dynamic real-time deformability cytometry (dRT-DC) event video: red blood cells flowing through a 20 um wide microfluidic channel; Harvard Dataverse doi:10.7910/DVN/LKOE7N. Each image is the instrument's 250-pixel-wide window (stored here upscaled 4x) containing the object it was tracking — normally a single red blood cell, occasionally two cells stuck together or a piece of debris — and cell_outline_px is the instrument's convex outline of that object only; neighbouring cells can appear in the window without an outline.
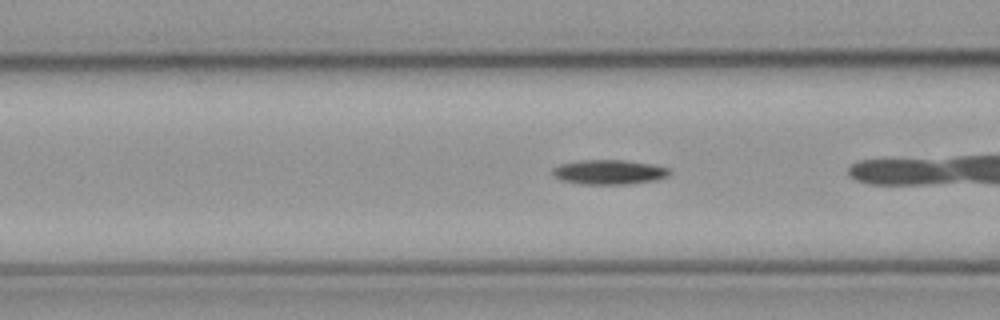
{"species": "common noctule bat (a hibernating species)", "species_latin": "Nyctalus noctula", "temperature_condition": "cold", "stored_images_in_passage": 40, "camera_frame_rate_fps": 3000, "um_per_image_px": 0.085, "animal": {"sex": "male", "body_mass_g": 23.1, "forearm_length_mm": 52.7}, "frame": {"image": 1, "passage_image": 18, "time_ms": 5.667, "image_size_px": [1000, 320], "cell_outline_px": [[672, 172], [668, 176], [656, 180], [628, 184], [580, 184], [560, 180], [552, 172], [552, 168], [560, 164], [580, 160], [624, 160], [648, 164], [668, 168]], "centroid_in_image_um": [51.75, 14.63], "position_along_channel_um": 114.8, "area_um2": 16.7}}
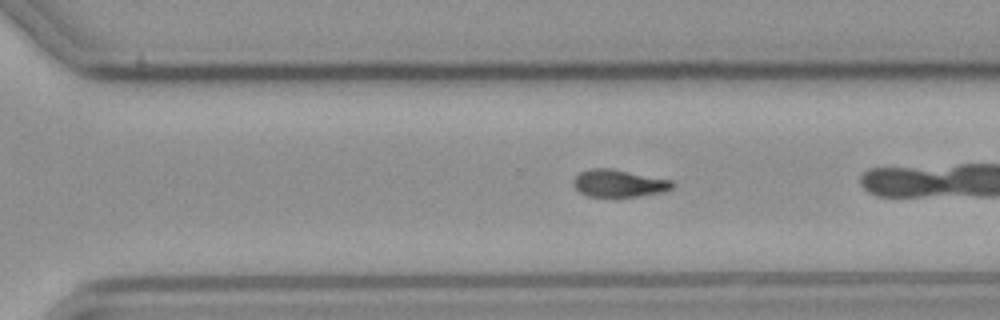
{"frame": {"image": 2, "passage_image": 35, "time_ms": 11.333, "image_size_px": [1000, 320], "cell_outline_px": [[676, 184], [672, 188], [660, 192], [640, 196], [588, 196], [580, 192], [572, 184], [572, 180], [580, 172], [592, 168], [608, 168], [672, 180]], "centroid_in_image_um": [52.59, 15.58], "position_along_channel_um": 318.0, "area_um2": 15.55}}